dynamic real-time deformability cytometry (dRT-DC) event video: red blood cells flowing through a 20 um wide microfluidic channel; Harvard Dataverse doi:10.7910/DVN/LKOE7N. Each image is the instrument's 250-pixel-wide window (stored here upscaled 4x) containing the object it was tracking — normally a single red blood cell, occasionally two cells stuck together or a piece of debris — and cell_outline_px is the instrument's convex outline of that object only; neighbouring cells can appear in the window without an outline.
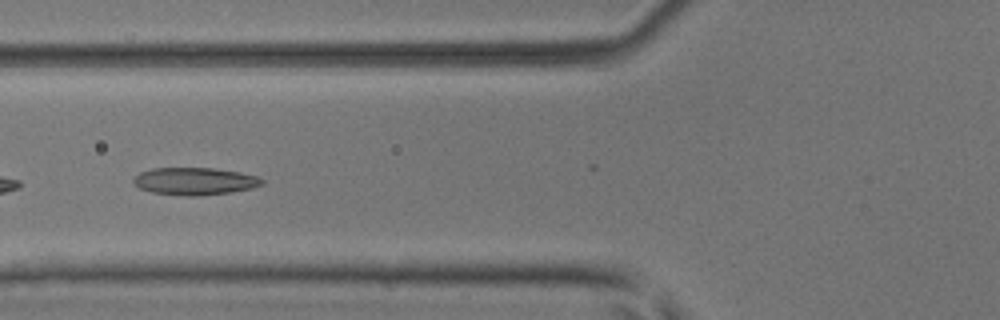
{"species": "common noctule bat (a hibernating species)", "species_latin": "Nyctalus noctula", "temperature_condition": "room temperature", "stored_images_in_passage": 7, "camera_frame_rate_fps": 3000, "um_per_image_px": 0.085, "animal": {"sex": "male", "body_mass_g": 17.9, "forearm_length_mm": 54.2}, "frame": {"image": 1, "passage_image": 6, "time_ms": 1.667, "image_size_px": [1000, 320], "cell_outline_px": [[264, 184], [252, 188], [232, 192], [200, 196], [188, 196], [152, 192], [140, 188], [132, 184], [132, 180], [140, 172], [152, 168], [212, 168], [240, 172], [256, 176], [264, 180]], "centroid_in_image_um": [16.55, 15.4], "position_along_channel_um": 109.2, "area_um2": 20.58}}
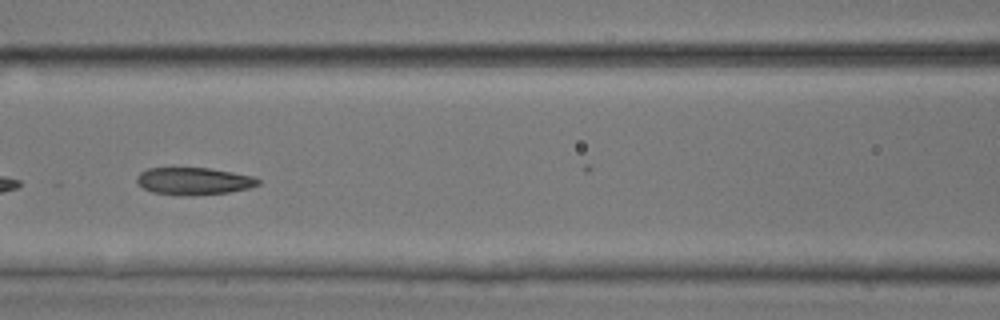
{"frame": {"image": 2, "passage_image": 7, "time_ms": 2.0, "image_size_px": [1000, 320], "cell_outline_px": [[260, 184], [248, 188], [228, 192], [188, 196], [176, 196], [152, 192], [144, 188], [136, 180], [136, 176], [140, 172], [148, 168], [208, 168], [232, 172], [252, 176], [260, 180]], "centroid_in_image_um": [16.44, 15.4], "position_along_channel_um": 150.2, "area_um2": 19.31}}